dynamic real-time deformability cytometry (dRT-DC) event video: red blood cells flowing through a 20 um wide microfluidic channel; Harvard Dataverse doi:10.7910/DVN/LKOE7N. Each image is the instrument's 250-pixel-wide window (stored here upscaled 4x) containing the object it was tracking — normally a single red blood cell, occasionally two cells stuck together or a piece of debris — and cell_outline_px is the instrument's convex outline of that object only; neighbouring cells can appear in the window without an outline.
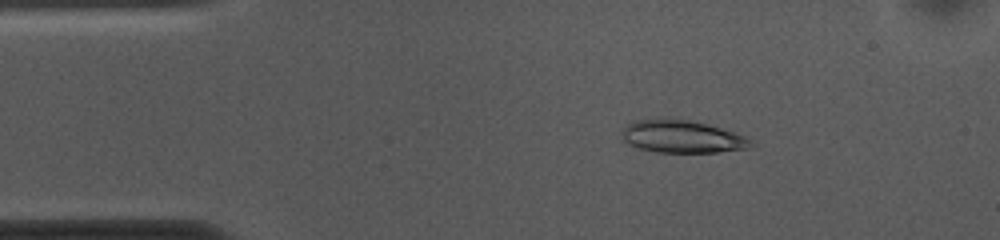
{"species": "common noctule bat (a hibernating species)", "species_latin": "Nyctalus noctula", "temperature_condition": "cold", "stored_images_in_passage": 53, "camera_frame_rate_fps": 3000, "um_per_image_px": 0.085, "animal": {"sex": "female", "body_mass_g": 10.0, "forearm_length_mm": 53.1}, "frame": {"image": 1, "passage_image": 8, "time_ms": 2.333, "image_size_px": [1000, 240], "cell_outline_px": [[756, 144], [744, 148], [716, 152], [656, 152], [640, 148], [628, 144], [624, 140], [624, 124], [632, 120], [664, 116], [688, 120], [720, 128], [744, 136], [752, 140]], "centroid_in_image_um": [57.9, 11.58], "position_along_channel_um": 27.1, "area_um2": 24.57}}
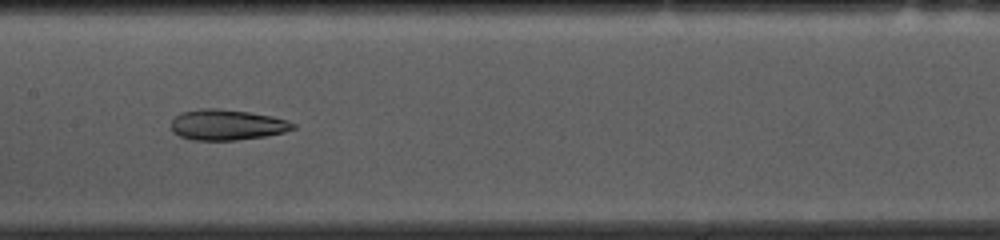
{"frame": {"image": 2, "passage_image": 25, "time_ms": 8.0, "image_size_px": [1000, 240], "cell_outline_px": [[296, 128], [284, 132], [264, 136], [236, 140], [192, 140], [180, 136], [172, 132], [172, 120], [180, 112], [200, 108], [216, 108], [248, 112], [272, 116], [288, 120], [296, 124]], "centroid_in_image_um": [19.29, 10.6], "position_along_channel_um": 188.1, "area_um2": 21.79}}
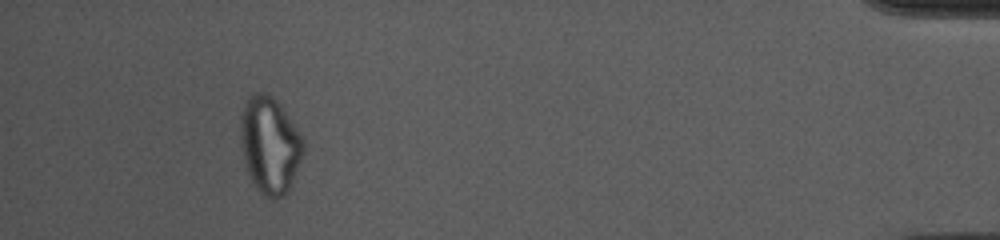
{"frame": {"image": 3, "passage_image": 49, "time_ms": 16.0, "image_size_px": [1000, 240], "cell_outline_px": [[304, 152], [288, 192], [276, 200], [260, 192], [256, 188], [248, 172], [244, 160], [240, 140], [240, 116], [244, 104], [248, 96], [256, 92], [268, 92], [280, 104], [300, 132], [304, 140]], "centroid_in_image_um": [22.93, 12.29], "position_along_channel_um": 412.3, "area_um2": 35.6}, "authors_computed_cell_mechanics": {"area_um2": 24.854, "velocity_mm_per_s": 3.6537, "shape_relaxation_time_tau1_ms": null, "shape_relaxation_time_tau2_ms": 2.5121, "deformation_change_tau1": null, "deformation_change_tau2": 0.1022}}